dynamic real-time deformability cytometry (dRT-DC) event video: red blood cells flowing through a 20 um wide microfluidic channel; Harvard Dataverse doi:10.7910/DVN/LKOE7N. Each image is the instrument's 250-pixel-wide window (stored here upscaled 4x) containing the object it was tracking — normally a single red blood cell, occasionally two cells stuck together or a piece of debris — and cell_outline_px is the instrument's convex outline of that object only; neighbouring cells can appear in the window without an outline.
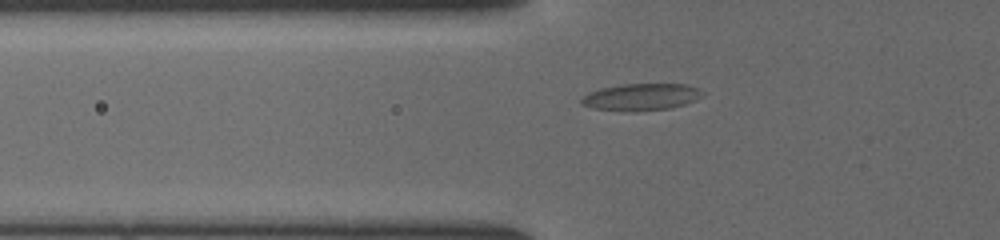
{"species": "common noctule bat (a hibernating species)", "species_latin": "Nyctalus noctula", "temperature_condition": "cold", "stored_images_in_passage": 35, "camera_frame_rate_fps": 3000, "um_per_image_px": 0.085, "animal": {"sex": "female", "body_mass_g": 19.5, "forearm_length_mm": 54.1}, "frame": {"image": 1, "passage_image": 7, "time_ms": 2.0, "image_size_px": [1000, 240], "cell_outline_px": [[704, 96], [696, 100], [672, 108], [636, 112], [592, 108], [580, 104], [580, 100], [588, 92], [600, 88], [624, 84], [688, 84], [700, 88], [704, 92]], "centroid_in_image_um": [54.54, 8.24], "position_along_channel_um": 71.3, "area_um2": 19.31}}
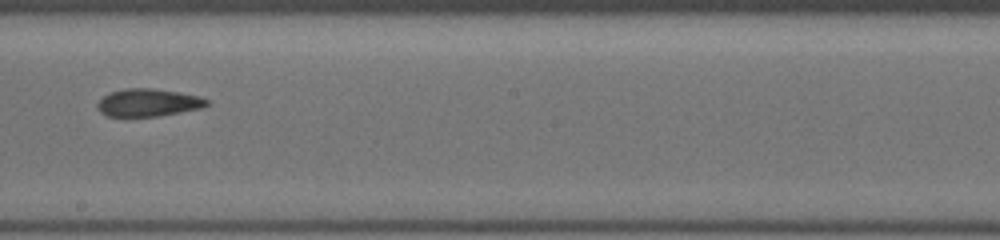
{"frame": {"image": 2, "passage_image": 19, "time_ms": 6.0, "image_size_px": [1000, 240], "cell_outline_px": [[208, 104], [200, 108], [180, 112], [156, 116], [108, 116], [100, 112], [96, 108], [96, 104], [108, 92], [124, 88], [156, 88], [180, 92], [200, 96], [208, 100]], "centroid_in_image_um": [12.57, 8.7], "position_along_channel_um": 235.6, "area_um2": 17.69}}
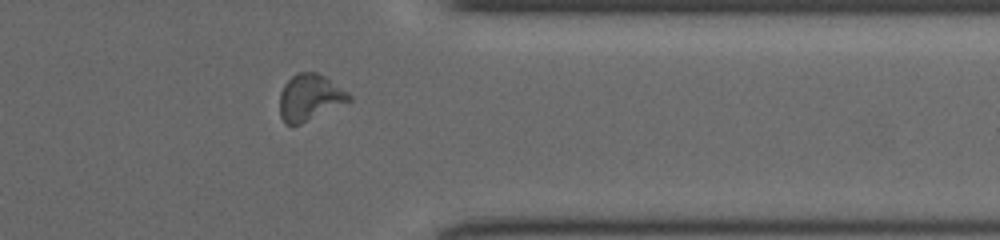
{"frame": {"image": 3, "passage_image": 30, "time_ms": 9.667, "image_size_px": [1000, 240], "cell_outline_px": [[352, 100], [292, 128], [284, 124], [280, 116], [280, 92], [284, 84], [296, 72], [316, 72], [324, 76], [348, 92], [352, 96]], "centroid_in_image_um": [26.3, 8.31], "position_along_channel_um": 385.1, "area_um2": 18.9}}